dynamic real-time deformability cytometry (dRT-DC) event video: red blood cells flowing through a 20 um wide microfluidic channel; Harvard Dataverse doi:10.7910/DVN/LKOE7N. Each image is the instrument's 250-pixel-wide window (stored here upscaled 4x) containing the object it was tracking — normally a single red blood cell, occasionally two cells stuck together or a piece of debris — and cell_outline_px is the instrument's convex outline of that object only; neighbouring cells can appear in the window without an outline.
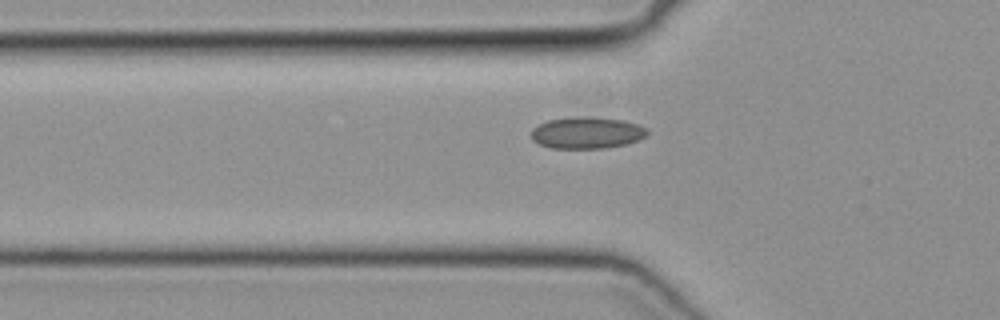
{"species": "common noctule bat (a hibernating species)", "species_latin": "Nyctalus noctula", "temperature_condition": "cold", "stored_images_in_passage": 35, "camera_frame_rate_fps": 3000, "um_per_image_px": 0.085, "animal": {"sex": "female", "body_mass_g": 19.3, "forearm_length_mm": 54.1}, "frame": {"image": 1, "passage_image": 2, "time_ms": 0.333, "image_size_px": [1000, 320], "cell_outline_px": [[648, 132], [644, 136], [636, 140], [624, 144], [604, 148], [552, 148], [540, 144], [532, 140], [532, 128], [548, 120], [576, 116], [584, 116], [620, 120], [636, 124], [648, 128]], "centroid_in_image_um": [49.85, 11.28], "position_along_channel_um": 76.0, "area_um2": 21.1}}
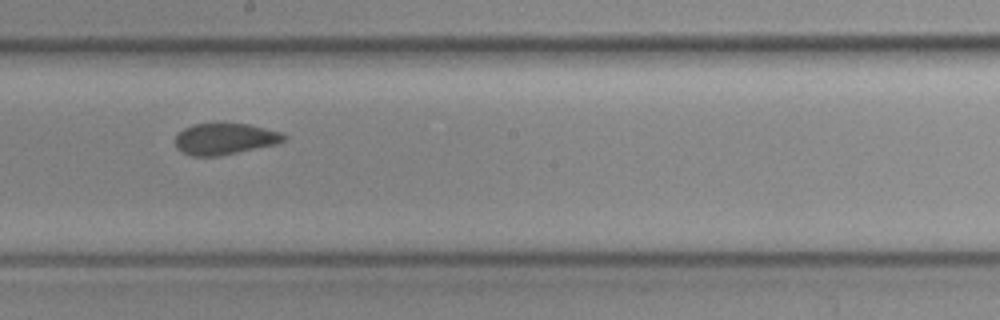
{"frame": {"image": 2, "passage_image": 13, "time_ms": 4.0, "image_size_px": [1000, 320], "cell_outline_px": [[288, 136], [284, 140], [276, 144], [220, 156], [192, 156], [176, 148], [176, 136], [184, 128], [192, 124], [248, 124], [280, 132]], "centroid_in_image_um": [19.11, 11.81], "position_along_channel_um": 229.1, "area_um2": 19.59}}
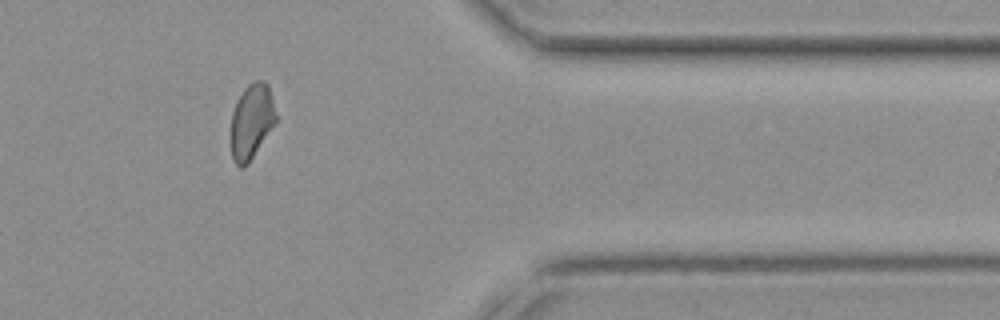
{"frame": {"image": 3, "passage_image": 26, "time_ms": 8.333, "image_size_px": [1000, 320], "cell_outline_px": [[276, 124], [248, 164], [240, 168], [232, 160], [232, 112], [244, 88], [248, 84], [256, 80], [264, 80], [268, 84], [276, 116]], "centroid_in_image_um": [21.4, 10.33], "position_along_channel_um": 390.0, "area_um2": 19.54}}